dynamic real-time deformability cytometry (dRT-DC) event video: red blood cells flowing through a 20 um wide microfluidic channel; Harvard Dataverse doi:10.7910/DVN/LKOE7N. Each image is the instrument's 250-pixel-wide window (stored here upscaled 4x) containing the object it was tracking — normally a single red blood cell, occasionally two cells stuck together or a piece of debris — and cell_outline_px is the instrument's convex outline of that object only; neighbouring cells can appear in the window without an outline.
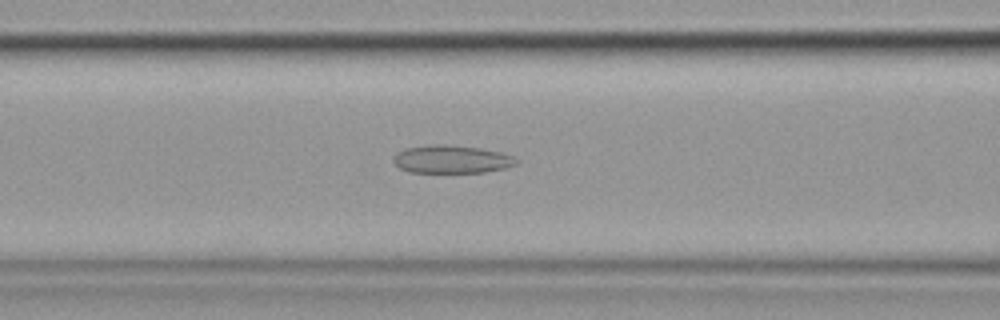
{"species": "common noctule bat (a hibernating species)", "species_latin": "Nyctalus noctula", "temperature_condition": "cold", "stored_images_in_passage": 51, "camera_frame_rate_fps": 3000, "um_per_image_px": 0.085, "animal": {"sex": "female", "body_mass_g": 19.9}, "frame": {"image": 1, "passage_image": 19, "time_ms": 6.0, "image_size_px": [1000, 320], "cell_outline_px": [[520, 160], [516, 164], [504, 168], [484, 172], [408, 172], [400, 168], [392, 160], [396, 152], [404, 148], [436, 144], [444, 144], [480, 148], [500, 152], [512, 156]], "centroid_in_image_um": [38.36, 13.53], "position_along_channel_um": 128.2, "area_um2": 20.0}}
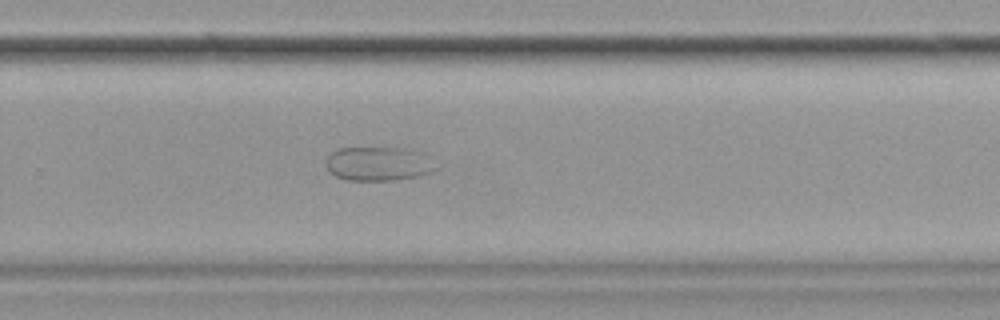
{"frame": {"image": 2, "passage_image": 33, "time_ms": 10.667, "image_size_px": [1000, 320], "cell_outline_px": [[436, 168], [432, 172], [416, 176], [396, 180], [348, 180], [336, 176], [328, 172], [324, 164], [324, 160], [336, 148], [408, 148], [424, 152], [432, 156]], "centroid_in_image_um": [32.17, 13.9], "position_along_channel_um": 297.6, "area_um2": 22.25}}
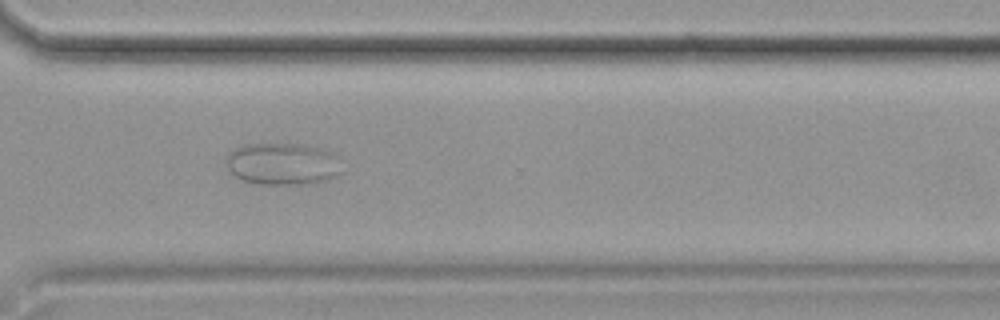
{"frame": {"image": 3, "passage_image": 37, "time_ms": 12.0, "image_size_px": [1000, 320], "cell_outline_px": [[344, 172], [328, 180], [312, 184], [260, 184], [244, 180], [236, 176], [224, 164], [224, 156], [236, 148], [244, 144], [300, 144], [320, 148], [336, 152], [340, 156]], "centroid_in_image_um": [24.1, 13.93], "position_along_channel_um": 346.5, "area_um2": 29.07}}